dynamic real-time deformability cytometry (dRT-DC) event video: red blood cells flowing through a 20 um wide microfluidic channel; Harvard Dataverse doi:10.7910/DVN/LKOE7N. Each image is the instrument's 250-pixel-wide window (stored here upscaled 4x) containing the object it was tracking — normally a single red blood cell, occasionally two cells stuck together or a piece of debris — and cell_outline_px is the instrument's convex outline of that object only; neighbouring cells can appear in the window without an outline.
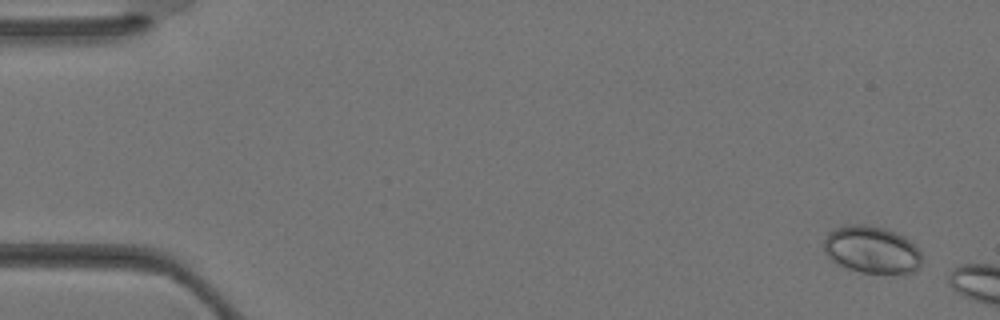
{"species": "Egyptian fruit bat (a non-hibernating species)", "species_latin": "Rousettus aegyptiacus", "temperature_condition": "warm", "stored_images_in_passage": 7, "camera_frame_rate_fps": 3000, "um_per_image_px": 0.085, "animal": {"sex": "female"}, "frame": {"image": 1, "passage_image": 1, "time_ms": 0.0, "image_size_px": [1000, 320], "cell_outline_px": [[920, 268], [916, 272], [900, 276], [860, 272], [836, 264], [824, 252], [824, 240], [828, 232], [832, 228], [848, 224], [864, 224], [884, 228], [896, 232], [904, 236], [920, 252]], "centroid_in_image_um": [74.1, 21.26], "position_along_channel_um": 10.9, "area_um2": 27.69}}